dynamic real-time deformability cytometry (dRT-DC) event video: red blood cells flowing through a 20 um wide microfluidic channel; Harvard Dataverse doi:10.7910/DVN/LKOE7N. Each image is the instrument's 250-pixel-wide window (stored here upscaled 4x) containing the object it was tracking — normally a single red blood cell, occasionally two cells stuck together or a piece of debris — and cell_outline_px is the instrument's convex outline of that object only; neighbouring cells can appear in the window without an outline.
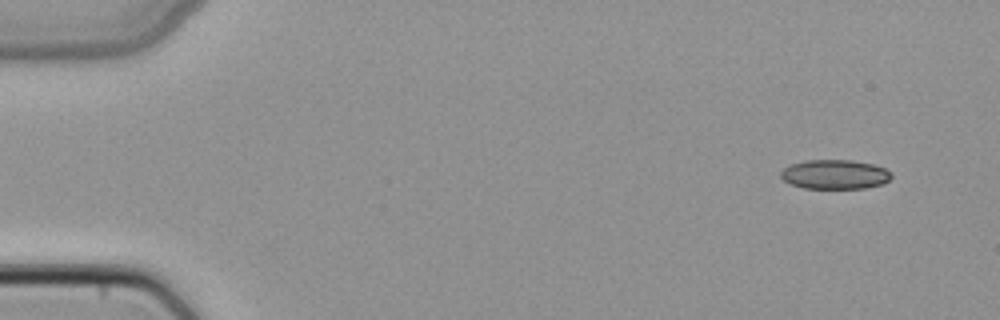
{"species": "common noctule bat (a hibernating species)", "species_latin": "Nyctalus noctula", "temperature_condition": "cold", "stored_images_in_passage": 4, "camera_frame_rate_fps": 3000, "um_per_image_px": 0.085, "animal": {"sex": "female", "body_mass_g": 22.7, "forearm_length_mm": 54.2}, "frame": {"image": 1, "passage_image": 1, "time_ms": 0.0, "image_size_px": [1000, 320], "cell_outline_px": [[892, 176], [884, 184], [864, 188], [804, 188], [788, 184], [780, 176], [780, 172], [784, 168], [792, 164], [804, 160], [852, 160], [872, 164], [884, 168], [892, 172]], "centroid_in_image_um": [70.95, 14.82], "position_along_channel_um": 14.0, "area_um2": 19.02}}